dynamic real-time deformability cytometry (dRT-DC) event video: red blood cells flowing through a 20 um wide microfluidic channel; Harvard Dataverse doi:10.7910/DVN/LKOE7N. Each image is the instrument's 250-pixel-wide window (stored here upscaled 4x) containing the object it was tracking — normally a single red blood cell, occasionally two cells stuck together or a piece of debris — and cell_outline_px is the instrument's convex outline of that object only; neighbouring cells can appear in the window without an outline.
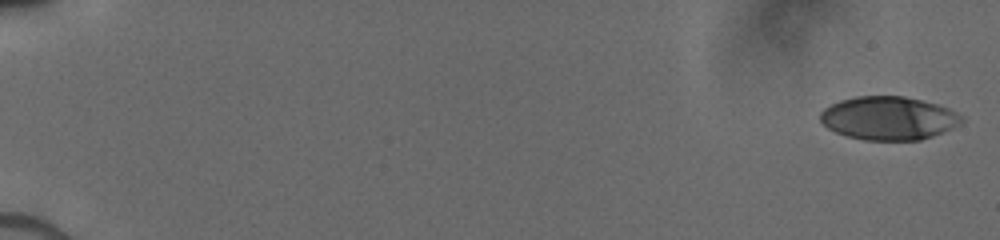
{"species": "human", "species_latin": "Homo sapiens", "temperature_condition": "cold", "stored_images_in_passage": 34, "camera_frame_rate_fps": 3000, "um_per_image_px": 0.085, "donor": {"sex": "male"}, "frame": {"image": 1, "passage_image": 1, "time_ms": 0.0, "image_size_px": [1000, 240], "cell_outline_px": [[964, 120], [960, 124], [932, 136], [920, 140], [864, 140], [848, 136], [836, 132], [828, 128], [820, 120], [820, 112], [824, 108], [840, 100], [856, 96], [904, 96], [936, 104], [948, 108], [964, 116]], "centroid_in_image_um": [75.53, 10.04], "position_along_channel_um": 9.5, "area_um2": 35.6}}
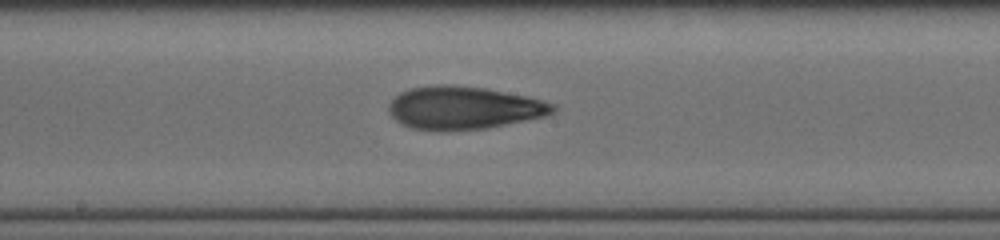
{"frame": {"image": 2, "passage_image": 20, "time_ms": 9.667, "image_size_px": [1000, 240], "cell_outline_px": [[556, 108], [552, 112], [544, 116], [484, 128], [444, 132], [440, 132], [412, 128], [400, 124], [388, 112], [388, 104], [400, 92], [412, 88], [440, 84], [444, 84], [484, 88], [524, 96], [556, 104]], "centroid_in_image_um": [39.34, 9.18], "position_along_channel_um": 208.9, "area_um2": 40.81}}
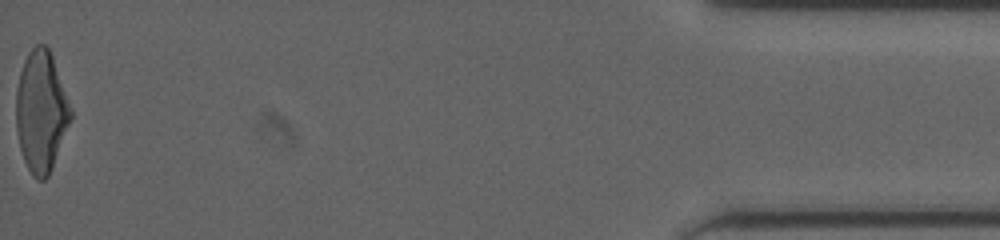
{"frame": {"image": 3, "passage_image": 34, "time_ms": 17.0, "image_size_px": [1000, 240], "cell_outline_px": [[72, 116], [48, 176], [44, 180], [36, 180], [32, 176], [24, 160], [20, 148], [16, 128], [16, 88], [20, 72], [24, 60], [28, 52], [36, 44], [44, 44], [48, 48], [52, 56], [72, 108]], "centroid_in_image_um": [3.48, 9.46], "position_along_channel_um": 431.7, "area_um2": 38.32}}